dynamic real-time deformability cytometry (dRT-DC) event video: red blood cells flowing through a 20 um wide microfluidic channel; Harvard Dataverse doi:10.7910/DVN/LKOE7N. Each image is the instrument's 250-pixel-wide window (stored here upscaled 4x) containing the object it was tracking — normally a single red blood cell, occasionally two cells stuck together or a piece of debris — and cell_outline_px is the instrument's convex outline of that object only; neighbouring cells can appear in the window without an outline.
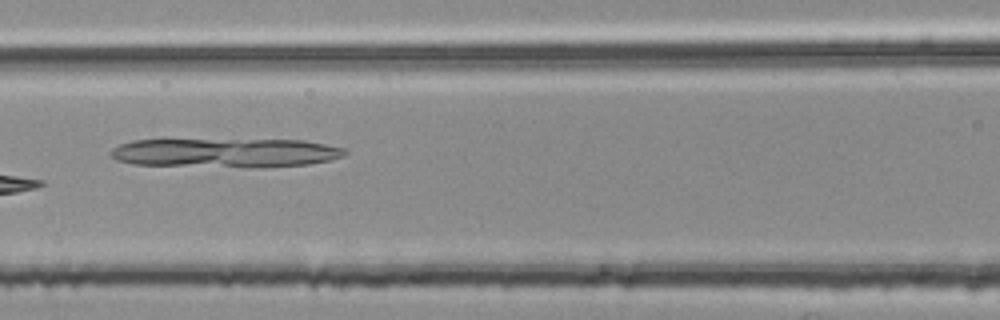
{"species": "common noctule bat (a hibernating species)", "species_latin": "Nyctalus noctula", "temperature_condition": "room temperature", "stored_images_in_passage": 5, "camera_frame_rate_fps": 3000, "um_per_image_px": 0.085, "animal": {"sex": "female", "body_mass_g": 25.1}, "frame": {"image": 1, "passage_image": 5, "time_ms": 1.333, "image_size_px": [1000, 320], "cell_outline_px": [[348, 152], [344, 156], [332, 160], [308, 164], [268, 168], [244, 168], [132, 164], [116, 160], [108, 152], [112, 148], [120, 144], [132, 140], [304, 140], [344, 148]], "centroid_in_image_um": [19.19, 13.01], "position_along_channel_um": 147.4, "area_um2": 40.4}}